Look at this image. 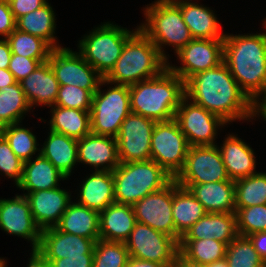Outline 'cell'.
I'll use <instances>...</instances> for the list:
<instances>
[{"label":"cell","mask_w":266,"mask_h":267,"mask_svg":"<svg viewBox=\"0 0 266 267\" xmlns=\"http://www.w3.org/2000/svg\"><path fill=\"white\" fill-rule=\"evenodd\" d=\"M185 97L230 124L254 120V102L240 88L224 62L185 82Z\"/></svg>","instance_id":"cell-1"},{"label":"cell","mask_w":266,"mask_h":267,"mask_svg":"<svg viewBox=\"0 0 266 267\" xmlns=\"http://www.w3.org/2000/svg\"><path fill=\"white\" fill-rule=\"evenodd\" d=\"M223 62L253 102L266 96V31L225 34Z\"/></svg>","instance_id":"cell-2"},{"label":"cell","mask_w":266,"mask_h":267,"mask_svg":"<svg viewBox=\"0 0 266 267\" xmlns=\"http://www.w3.org/2000/svg\"><path fill=\"white\" fill-rule=\"evenodd\" d=\"M131 112L160 121L175 118L185 82L168 67L158 76L129 86Z\"/></svg>","instance_id":"cell-3"},{"label":"cell","mask_w":266,"mask_h":267,"mask_svg":"<svg viewBox=\"0 0 266 267\" xmlns=\"http://www.w3.org/2000/svg\"><path fill=\"white\" fill-rule=\"evenodd\" d=\"M167 67L168 61L156 45L138 29L126 41L114 68L104 79L130 86L160 75Z\"/></svg>","instance_id":"cell-4"},{"label":"cell","mask_w":266,"mask_h":267,"mask_svg":"<svg viewBox=\"0 0 266 267\" xmlns=\"http://www.w3.org/2000/svg\"><path fill=\"white\" fill-rule=\"evenodd\" d=\"M115 202L133 205L174 178L154 160L120 163L113 171Z\"/></svg>","instance_id":"cell-5"},{"label":"cell","mask_w":266,"mask_h":267,"mask_svg":"<svg viewBox=\"0 0 266 267\" xmlns=\"http://www.w3.org/2000/svg\"><path fill=\"white\" fill-rule=\"evenodd\" d=\"M143 8L146 18L139 29L156 45L160 54L169 62L166 45L175 53L189 43L193 37L185 24L181 9L176 3L152 2ZM165 46V47H164ZM164 48V49H163ZM168 56V57H167Z\"/></svg>","instance_id":"cell-6"},{"label":"cell","mask_w":266,"mask_h":267,"mask_svg":"<svg viewBox=\"0 0 266 267\" xmlns=\"http://www.w3.org/2000/svg\"><path fill=\"white\" fill-rule=\"evenodd\" d=\"M138 29L139 26L130 31L113 22H103L78 41V52L105 78L114 68L126 41Z\"/></svg>","instance_id":"cell-7"},{"label":"cell","mask_w":266,"mask_h":267,"mask_svg":"<svg viewBox=\"0 0 266 267\" xmlns=\"http://www.w3.org/2000/svg\"><path fill=\"white\" fill-rule=\"evenodd\" d=\"M105 84L111 86L102 91L101 86ZM130 113L129 86L113 84L103 78L93 94L90 109L91 133L116 138L121 124Z\"/></svg>","instance_id":"cell-8"},{"label":"cell","mask_w":266,"mask_h":267,"mask_svg":"<svg viewBox=\"0 0 266 267\" xmlns=\"http://www.w3.org/2000/svg\"><path fill=\"white\" fill-rule=\"evenodd\" d=\"M189 144L175 119L156 122L151 138V160L175 178L182 170Z\"/></svg>","instance_id":"cell-9"},{"label":"cell","mask_w":266,"mask_h":267,"mask_svg":"<svg viewBox=\"0 0 266 267\" xmlns=\"http://www.w3.org/2000/svg\"><path fill=\"white\" fill-rule=\"evenodd\" d=\"M129 256L174 267L179 243L162 232L139 222L125 241Z\"/></svg>","instance_id":"cell-10"},{"label":"cell","mask_w":266,"mask_h":267,"mask_svg":"<svg viewBox=\"0 0 266 267\" xmlns=\"http://www.w3.org/2000/svg\"><path fill=\"white\" fill-rule=\"evenodd\" d=\"M174 119L186 136L189 146L217 145L215 140L218 138V129L228 124L186 97L181 100Z\"/></svg>","instance_id":"cell-11"},{"label":"cell","mask_w":266,"mask_h":267,"mask_svg":"<svg viewBox=\"0 0 266 267\" xmlns=\"http://www.w3.org/2000/svg\"><path fill=\"white\" fill-rule=\"evenodd\" d=\"M174 180L178 184L229 180L218 145L189 146L184 166Z\"/></svg>","instance_id":"cell-12"},{"label":"cell","mask_w":266,"mask_h":267,"mask_svg":"<svg viewBox=\"0 0 266 267\" xmlns=\"http://www.w3.org/2000/svg\"><path fill=\"white\" fill-rule=\"evenodd\" d=\"M48 62L59 85H72L94 94L103 77L77 51L60 47L52 49Z\"/></svg>","instance_id":"cell-13"},{"label":"cell","mask_w":266,"mask_h":267,"mask_svg":"<svg viewBox=\"0 0 266 267\" xmlns=\"http://www.w3.org/2000/svg\"><path fill=\"white\" fill-rule=\"evenodd\" d=\"M156 121L130 113L116 136L120 163L151 160V138Z\"/></svg>","instance_id":"cell-14"},{"label":"cell","mask_w":266,"mask_h":267,"mask_svg":"<svg viewBox=\"0 0 266 267\" xmlns=\"http://www.w3.org/2000/svg\"><path fill=\"white\" fill-rule=\"evenodd\" d=\"M224 39H192L175 55L181 61L168 68L184 82L195 74L214 68L223 62Z\"/></svg>","instance_id":"cell-15"},{"label":"cell","mask_w":266,"mask_h":267,"mask_svg":"<svg viewBox=\"0 0 266 267\" xmlns=\"http://www.w3.org/2000/svg\"><path fill=\"white\" fill-rule=\"evenodd\" d=\"M173 180L156 192L146 195L132 205L136 222L146 224L156 231L175 239V225L172 216Z\"/></svg>","instance_id":"cell-16"},{"label":"cell","mask_w":266,"mask_h":267,"mask_svg":"<svg viewBox=\"0 0 266 267\" xmlns=\"http://www.w3.org/2000/svg\"><path fill=\"white\" fill-rule=\"evenodd\" d=\"M0 228L9 235L27 239L32 248L39 247L42 230L36 224L30 205L22 194H16L12 199L0 198Z\"/></svg>","instance_id":"cell-17"},{"label":"cell","mask_w":266,"mask_h":267,"mask_svg":"<svg viewBox=\"0 0 266 267\" xmlns=\"http://www.w3.org/2000/svg\"><path fill=\"white\" fill-rule=\"evenodd\" d=\"M71 192L60 186L25 194L32 216L41 230L56 227L72 201Z\"/></svg>","instance_id":"cell-18"},{"label":"cell","mask_w":266,"mask_h":267,"mask_svg":"<svg viewBox=\"0 0 266 267\" xmlns=\"http://www.w3.org/2000/svg\"><path fill=\"white\" fill-rule=\"evenodd\" d=\"M78 163L112 172L119 164L116 138L89 133L77 141Z\"/></svg>","instance_id":"cell-19"},{"label":"cell","mask_w":266,"mask_h":267,"mask_svg":"<svg viewBox=\"0 0 266 267\" xmlns=\"http://www.w3.org/2000/svg\"><path fill=\"white\" fill-rule=\"evenodd\" d=\"M95 241L71 233L61 232L56 227L42 230L39 249L48 259L65 256L94 254Z\"/></svg>","instance_id":"cell-20"},{"label":"cell","mask_w":266,"mask_h":267,"mask_svg":"<svg viewBox=\"0 0 266 267\" xmlns=\"http://www.w3.org/2000/svg\"><path fill=\"white\" fill-rule=\"evenodd\" d=\"M221 145L218 148L230 180L236 181L257 173L254 150L241 138L233 133L227 134Z\"/></svg>","instance_id":"cell-21"},{"label":"cell","mask_w":266,"mask_h":267,"mask_svg":"<svg viewBox=\"0 0 266 267\" xmlns=\"http://www.w3.org/2000/svg\"><path fill=\"white\" fill-rule=\"evenodd\" d=\"M178 185L189 189L207 213H235L236 211L233 180Z\"/></svg>","instance_id":"cell-22"},{"label":"cell","mask_w":266,"mask_h":267,"mask_svg":"<svg viewBox=\"0 0 266 267\" xmlns=\"http://www.w3.org/2000/svg\"><path fill=\"white\" fill-rule=\"evenodd\" d=\"M20 85L31 108L36 105L54 106L60 86L48 61L41 63L20 81Z\"/></svg>","instance_id":"cell-23"},{"label":"cell","mask_w":266,"mask_h":267,"mask_svg":"<svg viewBox=\"0 0 266 267\" xmlns=\"http://www.w3.org/2000/svg\"><path fill=\"white\" fill-rule=\"evenodd\" d=\"M78 204L89 209L103 211L115 203L113 172L106 170L93 171L79 185Z\"/></svg>","instance_id":"cell-24"},{"label":"cell","mask_w":266,"mask_h":267,"mask_svg":"<svg viewBox=\"0 0 266 267\" xmlns=\"http://www.w3.org/2000/svg\"><path fill=\"white\" fill-rule=\"evenodd\" d=\"M136 223L132 205L112 203L99 213V235L105 241L125 242Z\"/></svg>","instance_id":"cell-25"},{"label":"cell","mask_w":266,"mask_h":267,"mask_svg":"<svg viewBox=\"0 0 266 267\" xmlns=\"http://www.w3.org/2000/svg\"><path fill=\"white\" fill-rule=\"evenodd\" d=\"M235 213H207L180 239H216L227 245L238 236Z\"/></svg>","instance_id":"cell-26"},{"label":"cell","mask_w":266,"mask_h":267,"mask_svg":"<svg viewBox=\"0 0 266 267\" xmlns=\"http://www.w3.org/2000/svg\"><path fill=\"white\" fill-rule=\"evenodd\" d=\"M68 179L49 160L38 153L34 158L23 163V176L16 186L23 195L59 187V182Z\"/></svg>","instance_id":"cell-27"},{"label":"cell","mask_w":266,"mask_h":267,"mask_svg":"<svg viewBox=\"0 0 266 267\" xmlns=\"http://www.w3.org/2000/svg\"><path fill=\"white\" fill-rule=\"evenodd\" d=\"M176 4L193 39H224L225 33L221 30L215 11L192 0Z\"/></svg>","instance_id":"cell-28"},{"label":"cell","mask_w":266,"mask_h":267,"mask_svg":"<svg viewBox=\"0 0 266 267\" xmlns=\"http://www.w3.org/2000/svg\"><path fill=\"white\" fill-rule=\"evenodd\" d=\"M206 214L205 208L190 190L178 185L173 179L172 216L175 225V240L179 243L187 230Z\"/></svg>","instance_id":"cell-29"},{"label":"cell","mask_w":266,"mask_h":267,"mask_svg":"<svg viewBox=\"0 0 266 267\" xmlns=\"http://www.w3.org/2000/svg\"><path fill=\"white\" fill-rule=\"evenodd\" d=\"M74 138L64 134L48 132L40 154L49 160L63 175L70 178L75 165L78 164V146Z\"/></svg>","instance_id":"cell-30"},{"label":"cell","mask_w":266,"mask_h":267,"mask_svg":"<svg viewBox=\"0 0 266 267\" xmlns=\"http://www.w3.org/2000/svg\"><path fill=\"white\" fill-rule=\"evenodd\" d=\"M56 228L61 232L93 239H100L99 212L71 201Z\"/></svg>","instance_id":"cell-31"},{"label":"cell","mask_w":266,"mask_h":267,"mask_svg":"<svg viewBox=\"0 0 266 267\" xmlns=\"http://www.w3.org/2000/svg\"><path fill=\"white\" fill-rule=\"evenodd\" d=\"M50 108L51 119L49 121V130L64 134L76 140L91 133L90 111L56 105Z\"/></svg>","instance_id":"cell-32"},{"label":"cell","mask_w":266,"mask_h":267,"mask_svg":"<svg viewBox=\"0 0 266 267\" xmlns=\"http://www.w3.org/2000/svg\"><path fill=\"white\" fill-rule=\"evenodd\" d=\"M52 6L47 2L41 8L36 9L16 20V29L38 36L45 40L53 49L63 46L56 41V17ZM58 43V44H57Z\"/></svg>","instance_id":"cell-33"},{"label":"cell","mask_w":266,"mask_h":267,"mask_svg":"<svg viewBox=\"0 0 266 267\" xmlns=\"http://www.w3.org/2000/svg\"><path fill=\"white\" fill-rule=\"evenodd\" d=\"M31 106L21 88L20 82L0 88V125L22 123Z\"/></svg>","instance_id":"cell-34"},{"label":"cell","mask_w":266,"mask_h":267,"mask_svg":"<svg viewBox=\"0 0 266 267\" xmlns=\"http://www.w3.org/2000/svg\"><path fill=\"white\" fill-rule=\"evenodd\" d=\"M227 244L216 239H180L179 251L188 259L204 265L226 256Z\"/></svg>","instance_id":"cell-35"},{"label":"cell","mask_w":266,"mask_h":267,"mask_svg":"<svg viewBox=\"0 0 266 267\" xmlns=\"http://www.w3.org/2000/svg\"><path fill=\"white\" fill-rule=\"evenodd\" d=\"M21 122L3 126L0 134L6 139L15 155L23 162L29 161L40 152L36 135L32 129L21 126Z\"/></svg>","instance_id":"cell-36"},{"label":"cell","mask_w":266,"mask_h":267,"mask_svg":"<svg viewBox=\"0 0 266 267\" xmlns=\"http://www.w3.org/2000/svg\"><path fill=\"white\" fill-rule=\"evenodd\" d=\"M234 183L235 207L266 204V173L257 172Z\"/></svg>","instance_id":"cell-37"},{"label":"cell","mask_w":266,"mask_h":267,"mask_svg":"<svg viewBox=\"0 0 266 267\" xmlns=\"http://www.w3.org/2000/svg\"><path fill=\"white\" fill-rule=\"evenodd\" d=\"M12 54L32 59H48L52 47L42 38L15 29L7 38Z\"/></svg>","instance_id":"cell-38"},{"label":"cell","mask_w":266,"mask_h":267,"mask_svg":"<svg viewBox=\"0 0 266 267\" xmlns=\"http://www.w3.org/2000/svg\"><path fill=\"white\" fill-rule=\"evenodd\" d=\"M225 258L229 267H266L246 236L238 235L227 245Z\"/></svg>","instance_id":"cell-39"},{"label":"cell","mask_w":266,"mask_h":267,"mask_svg":"<svg viewBox=\"0 0 266 267\" xmlns=\"http://www.w3.org/2000/svg\"><path fill=\"white\" fill-rule=\"evenodd\" d=\"M129 257L125 242L98 239L94 246L93 267H126Z\"/></svg>","instance_id":"cell-40"},{"label":"cell","mask_w":266,"mask_h":267,"mask_svg":"<svg viewBox=\"0 0 266 267\" xmlns=\"http://www.w3.org/2000/svg\"><path fill=\"white\" fill-rule=\"evenodd\" d=\"M237 231L240 236L266 231V204L235 207Z\"/></svg>","instance_id":"cell-41"},{"label":"cell","mask_w":266,"mask_h":267,"mask_svg":"<svg viewBox=\"0 0 266 267\" xmlns=\"http://www.w3.org/2000/svg\"><path fill=\"white\" fill-rule=\"evenodd\" d=\"M93 94L86 89L72 85H60L54 105L90 111Z\"/></svg>","instance_id":"cell-42"},{"label":"cell","mask_w":266,"mask_h":267,"mask_svg":"<svg viewBox=\"0 0 266 267\" xmlns=\"http://www.w3.org/2000/svg\"><path fill=\"white\" fill-rule=\"evenodd\" d=\"M23 163L12 151L6 139L0 134V174L14 179L17 186L23 176Z\"/></svg>","instance_id":"cell-43"},{"label":"cell","mask_w":266,"mask_h":267,"mask_svg":"<svg viewBox=\"0 0 266 267\" xmlns=\"http://www.w3.org/2000/svg\"><path fill=\"white\" fill-rule=\"evenodd\" d=\"M48 59H32L12 54L8 70L13 74L16 82H20L30 75L37 67Z\"/></svg>","instance_id":"cell-44"},{"label":"cell","mask_w":266,"mask_h":267,"mask_svg":"<svg viewBox=\"0 0 266 267\" xmlns=\"http://www.w3.org/2000/svg\"><path fill=\"white\" fill-rule=\"evenodd\" d=\"M16 29V20L8 0H0V36L7 38Z\"/></svg>","instance_id":"cell-45"},{"label":"cell","mask_w":266,"mask_h":267,"mask_svg":"<svg viewBox=\"0 0 266 267\" xmlns=\"http://www.w3.org/2000/svg\"><path fill=\"white\" fill-rule=\"evenodd\" d=\"M93 257L94 254H82V256L49 259L50 267H93Z\"/></svg>","instance_id":"cell-46"},{"label":"cell","mask_w":266,"mask_h":267,"mask_svg":"<svg viewBox=\"0 0 266 267\" xmlns=\"http://www.w3.org/2000/svg\"><path fill=\"white\" fill-rule=\"evenodd\" d=\"M48 0H8L15 20L41 8Z\"/></svg>","instance_id":"cell-47"},{"label":"cell","mask_w":266,"mask_h":267,"mask_svg":"<svg viewBox=\"0 0 266 267\" xmlns=\"http://www.w3.org/2000/svg\"><path fill=\"white\" fill-rule=\"evenodd\" d=\"M253 244L254 249L266 264V231L256 232L247 236Z\"/></svg>","instance_id":"cell-48"},{"label":"cell","mask_w":266,"mask_h":267,"mask_svg":"<svg viewBox=\"0 0 266 267\" xmlns=\"http://www.w3.org/2000/svg\"><path fill=\"white\" fill-rule=\"evenodd\" d=\"M27 267H50V260L39 248H32Z\"/></svg>","instance_id":"cell-49"},{"label":"cell","mask_w":266,"mask_h":267,"mask_svg":"<svg viewBox=\"0 0 266 267\" xmlns=\"http://www.w3.org/2000/svg\"><path fill=\"white\" fill-rule=\"evenodd\" d=\"M12 52L6 38L0 39V69H8Z\"/></svg>","instance_id":"cell-50"},{"label":"cell","mask_w":266,"mask_h":267,"mask_svg":"<svg viewBox=\"0 0 266 267\" xmlns=\"http://www.w3.org/2000/svg\"><path fill=\"white\" fill-rule=\"evenodd\" d=\"M126 267H167V266L157 262H151L148 260H141L138 258L129 257Z\"/></svg>","instance_id":"cell-51"},{"label":"cell","mask_w":266,"mask_h":267,"mask_svg":"<svg viewBox=\"0 0 266 267\" xmlns=\"http://www.w3.org/2000/svg\"><path fill=\"white\" fill-rule=\"evenodd\" d=\"M174 267H207V265L186 258L180 251L177 253Z\"/></svg>","instance_id":"cell-52"},{"label":"cell","mask_w":266,"mask_h":267,"mask_svg":"<svg viewBox=\"0 0 266 267\" xmlns=\"http://www.w3.org/2000/svg\"><path fill=\"white\" fill-rule=\"evenodd\" d=\"M262 98V99H261ZM262 117L266 121V96L260 97L254 102L253 117Z\"/></svg>","instance_id":"cell-53"},{"label":"cell","mask_w":266,"mask_h":267,"mask_svg":"<svg viewBox=\"0 0 266 267\" xmlns=\"http://www.w3.org/2000/svg\"><path fill=\"white\" fill-rule=\"evenodd\" d=\"M16 80L8 69H0V88L13 85Z\"/></svg>","instance_id":"cell-54"},{"label":"cell","mask_w":266,"mask_h":267,"mask_svg":"<svg viewBox=\"0 0 266 267\" xmlns=\"http://www.w3.org/2000/svg\"><path fill=\"white\" fill-rule=\"evenodd\" d=\"M207 267H229L226 258L221 260L214 261L211 264H208Z\"/></svg>","instance_id":"cell-55"},{"label":"cell","mask_w":266,"mask_h":267,"mask_svg":"<svg viewBox=\"0 0 266 267\" xmlns=\"http://www.w3.org/2000/svg\"><path fill=\"white\" fill-rule=\"evenodd\" d=\"M179 1H186V0H155L156 3H177Z\"/></svg>","instance_id":"cell-56"},{"label":"cell","mask_w":266,"mask_h":267,"mask_svg":"<svg viewBox=\"0 0 266 267\" xmlns=\"http://www.w3.org/2000/svg\"><path fill=\"white\" fill-rule=\"evenodd\" d=\"M5 260H6L5 258L0 257V267H7V265H6L7 262H5Z\"/></svg>","instance_id":"cell-57"},{"label":"cell","mask_w":266,"mask_h":267,"mask_svg":"<svg viewBox=\"0 0 266 267\" xmlns=\"http://www.w3.org/2000/svg\"><path fill=\"white\" fill-rule=\"evenodd\" d=\"M262 22L266 25V17L264 18V20Z\"/></svg>","instance_id":"cell-58"}]
</instances>
